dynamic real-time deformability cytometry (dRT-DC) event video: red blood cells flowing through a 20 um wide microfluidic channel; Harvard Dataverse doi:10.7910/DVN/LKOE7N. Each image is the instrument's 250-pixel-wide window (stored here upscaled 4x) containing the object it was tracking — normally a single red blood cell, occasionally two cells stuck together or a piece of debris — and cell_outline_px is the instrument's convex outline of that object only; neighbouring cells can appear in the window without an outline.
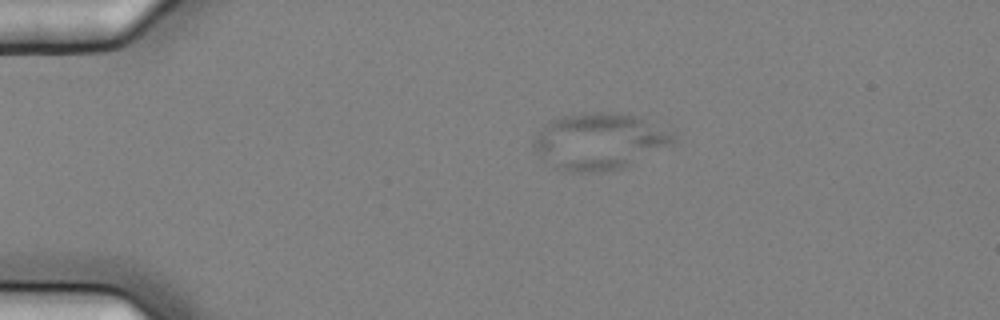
{"species": "common noctule bat (a hibernating species)", "species_latin": "Nyctalus noctula", "temperature_condition": "cold", "stored_images_in_passage": 5, "camera_frame_rate_fps": 3000, "um_per_image_px": 0.085, "animal": {"sex": "female", "body_mass_g": 25.1}, "frame": {"image": 1, "passage_image": 1, "time_ms": 0.0, "image_size_px": [1000, 320], "cell_outline_px": [[676, 136], [672, 144], [628, 164], [616, 168], [600, 172], [572, 172], [552, 168], [544, 164], [532, 148], [532, 140], [552, 120], [560, 116], [604, 112], [616, 112], [636, 116]], "centroid_in_image_um": [50.83, 12.03], "position_along_channel_um": 34.2, "area_um2": 45.08}}
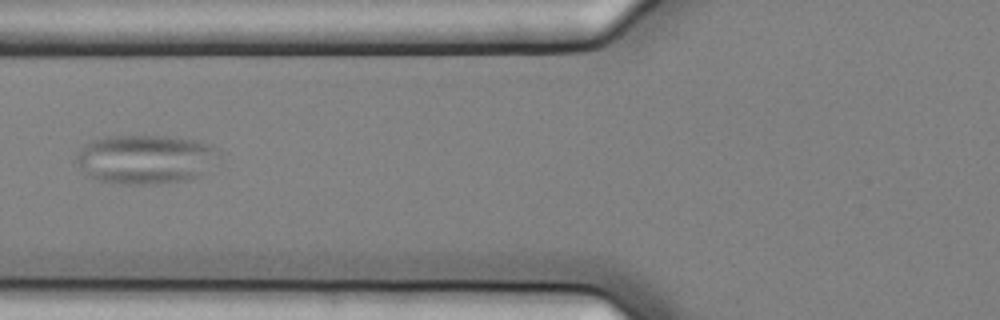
{"frame": {"image": 2, "passage_image": 4, "time_ms": 1.0, "image_size_px": [1000, 320], "cell_outline_px": [[224, 152], [200, 176], [188, 180], [156, 184], [116, 184], [96, 180], [84, 176], [76, 160], [76, 152], [84, 144], [108, 136], [168, 136], [192, 140], [212, 144], [220, 148]], "centroid_in_image_um": [12.37, 13.55], "position_along_channel_um": 113.4, "area_um2": 41.56}}
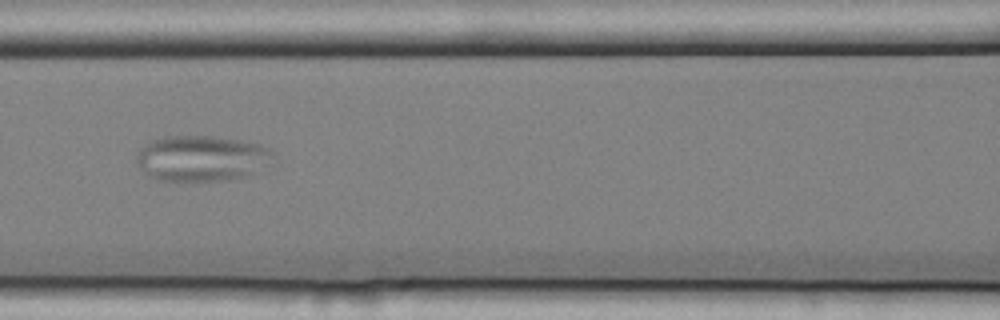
{"frame": {"image": 3, "passage_image": 5, "time_ms": 1.333, "image_size_px": [1000, 320], "cell_outline_px": [[268, 152], [252, 172], [244, 176], [228, 180], [192, 184], [156, 180], [144, 172], [136, 160], [136, 156], [140, 148], [152, 140], [164, 136], [212, 136], [260, 144], [268, 148]], "centroid_in_image_um": [16.92, 13.5], "position_along_channel_um": 149.7, "area_um2": 35.89}}